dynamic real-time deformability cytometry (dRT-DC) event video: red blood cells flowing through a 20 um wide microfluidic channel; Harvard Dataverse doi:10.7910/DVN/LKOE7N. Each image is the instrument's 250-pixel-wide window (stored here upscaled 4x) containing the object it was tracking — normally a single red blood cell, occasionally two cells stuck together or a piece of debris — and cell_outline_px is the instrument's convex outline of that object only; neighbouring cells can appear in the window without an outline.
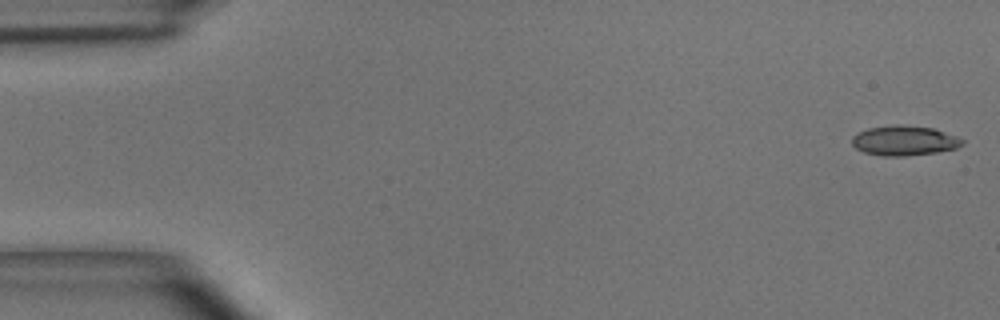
{"species": "common noctule bat (a hibernating species)", "species_latin": "Nyctalus noctula", "temperature_condition": "room temperature", "stored_images_in_passage": 9, "camera_frame_rate_fps": 3000, "um_per_image_px": 0.085, "animal": {"sex": "male", "body_mass_g": 15.6}, "frame": {"image": 1, "passage_image": 1, "time_ms": 0.0, "image_size_px": [1000, 320], "cell_outline_px": [[964, 144], [956, 148], [936, 152], [904, 156], [884, 156], [864, 152], [856, 148], [852, 144], [852, 136], [868, 128], [896, 124], [904, 124], [932, 128], [956, 136], [964, 140]], "centroid_in_image_um": [76.86, 11.94], "position_along_channel_um": 8.1, "area_um2": 19.13}}